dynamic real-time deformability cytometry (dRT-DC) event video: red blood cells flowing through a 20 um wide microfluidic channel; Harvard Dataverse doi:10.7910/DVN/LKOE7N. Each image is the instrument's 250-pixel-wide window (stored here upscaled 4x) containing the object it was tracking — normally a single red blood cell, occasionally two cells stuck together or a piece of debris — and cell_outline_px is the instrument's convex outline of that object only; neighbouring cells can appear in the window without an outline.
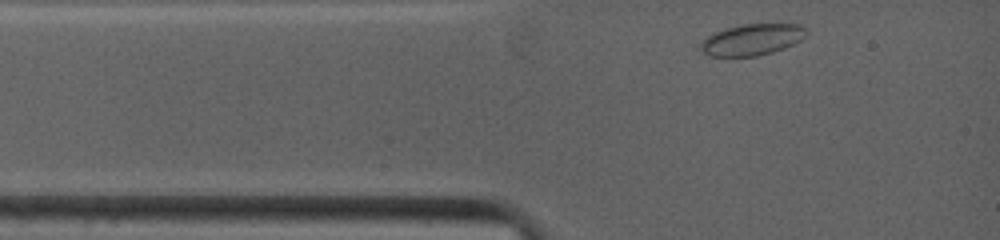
{"species": "common noctule bat (a hibernating species)", "species_latin": "Nyctalus noctula", "temperature_condition": "warm", "stored_images_in_passage": 25, "camera_frame_rate_fps": 4500, "um_per_image_px": 0.085, "animal": {"sex": "female", "body_mass_g": 19.0, "forearm_length_mm": 53.3}, "frame": {"image": 1, "passage_image": 1, "time_ms": 0.0, "image_size_px": [1000, 240], "cell_outline_px": [[808, 32], [800, 40], [784, 48], [772, 52], [756, 56], [708, 56], [700, 48], [700, 44], [712, 32], [724, 28], [740, 24], [800, 24], [808, 28]], "centroid_in_image_um": [63.92, 3.35], "position_along_channel_um": 21.1, "area_um2": 19.36}}
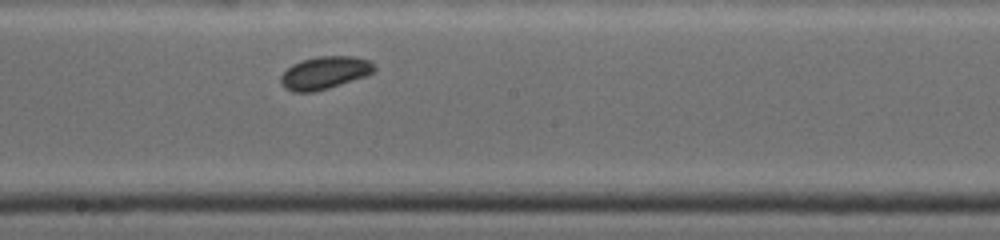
{"frame": {"image": 2, "passage_image": 15, "time_ms": 5.556, "image_size_px": [1000, 240], "cell_outline_px": [[376, 68], [368, 76], [328, 88], [312, 92], [292, 92], [284, 88], [280, 84], [280, 76], [292, 64], [300, 60], [316, 56], [352, 56], [368, 60]], "centroid_in_image_um": [27.56, 6.19], "position_along_channel_um": 220.6, "area_um2": 17.92}}
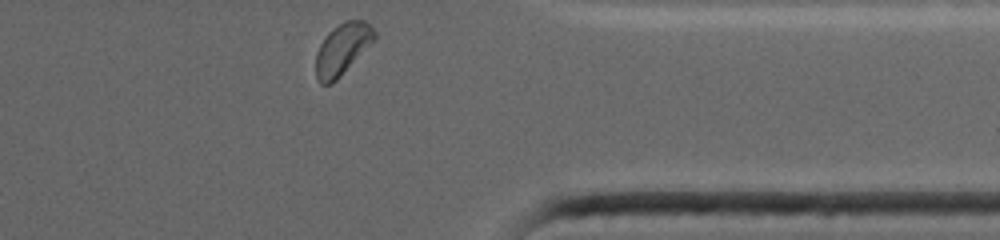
{"frame": {"image": 3, "passage_image": 25, "time_ms": 10.0, "image_size_px": [1000, 240], "cell_outline_px": [[376, 40], [332, 84], [320, 84], [316, 80], [316, 52], [320, 44], [328, 32], [332, 28], [348, 20], [364, 20], [376, 32]], "centroid_in_image_um": [29.1, 4.18], "position_along_channel_um": 382.3, "area_um2": 17.57}}